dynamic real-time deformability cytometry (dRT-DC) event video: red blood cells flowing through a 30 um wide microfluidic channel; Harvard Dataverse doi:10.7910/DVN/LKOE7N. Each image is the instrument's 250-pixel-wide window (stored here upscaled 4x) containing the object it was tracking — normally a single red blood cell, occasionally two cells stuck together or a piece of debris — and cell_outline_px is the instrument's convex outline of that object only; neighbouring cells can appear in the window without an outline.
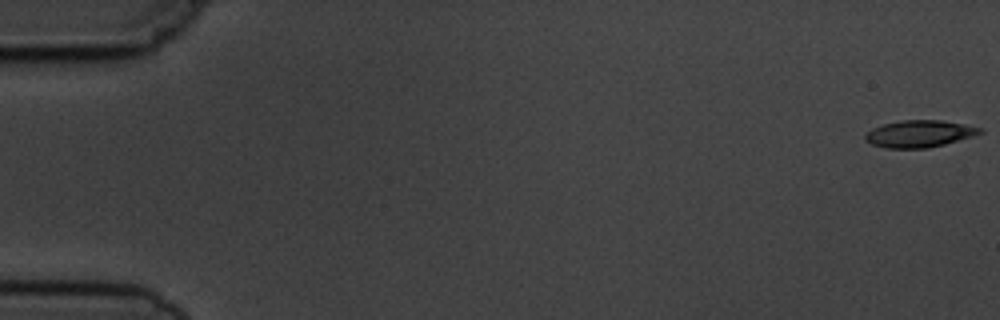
{"species": "common noctule bat (a hibernating species)", "species_latin": "Nyctalus noctula", "temperature_condition": "cold", "stored_images_in_passage": 10, "camera_frame_rate_fps": 3000, "um_per_image_px": 0.085, "animal": {"sex": "male", "body_mass_g": 19.5, "forearm_length_mm": 54.6}, "frame": {"image": 1, "passage_image": 1, "time_ms": 0.0, "image_size_px": [1000, 320], "cell_outline_px": [[984, 132], [972, 136], [944, 144], [928, 148], [888, 148], [872, 144], [864, 140], [864, 136], [872, 128], [884, 124], [900, 120], [940, 120], [964, 124], [984, 128]], "centroid_in_image_um": [78.15, 11.36], "position_along_channel_um": 6.8, "area_um2": 17.98}}
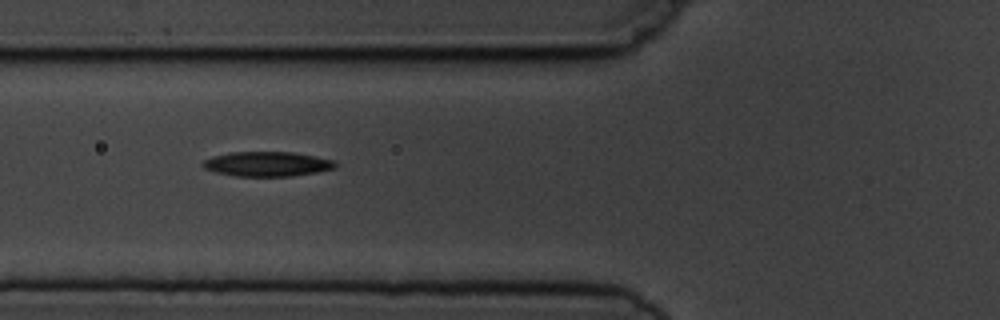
{"frame": {"image": 2, "passage_image": 6, "time_ms": 6.667, "image_size_px": [1000, 320], "cell_outline_px": [[336, 168], [316, 172], [292, 176], [236, 176], [216, 172], [204, 168], [200, 164], [204, 160], [212, 156], [232, 152], [292, 152], [316, 156], [336, 160]], "centroid_in_image_um": [22.72, 13.93], "position_along_channel_um": 103.1, "area_um2": 19.13}}
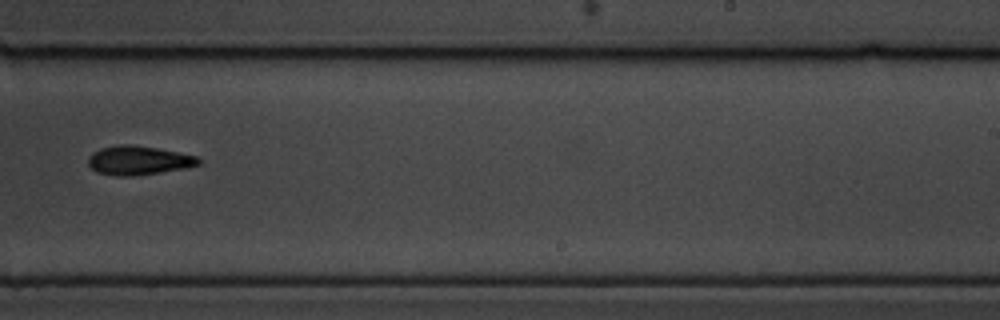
{"frame": {"image": 3, "passage_image": 10, "time_ms": 11.333, "image_size_px": [1000, 320], "cell_outline_px": [[200, 164], [184, 168], [160, 172], [132, 176], [116, 176], [96, 172], [88, 164], [88, 156], [92, 152], [100, 148], [120, 144], [132, 144], [156, 148], [196, 156], [200, 160]], "centroid_in_image_um": [11.71, 13.63], "position_along_channel_um": 277.3, "area_um2": 18.55}}